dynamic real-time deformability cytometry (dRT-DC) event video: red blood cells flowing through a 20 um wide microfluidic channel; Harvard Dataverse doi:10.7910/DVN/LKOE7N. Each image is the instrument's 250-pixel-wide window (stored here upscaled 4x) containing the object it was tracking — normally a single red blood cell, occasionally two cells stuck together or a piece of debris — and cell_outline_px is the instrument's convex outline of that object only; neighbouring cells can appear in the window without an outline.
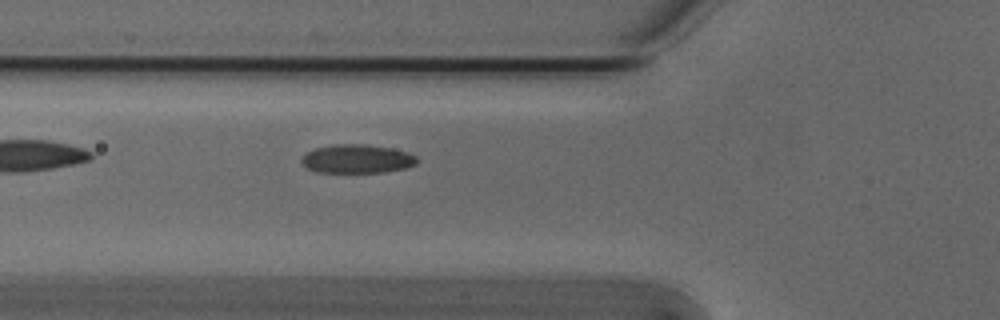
{"species": "Egyptian fruit bat (a non-hibernating species)", "species_latin": "Rousettus aegyptiacus", "temperature_condition": "cold", "stored_images_in_passage": 2, "camera_frame_rate_fps": 3000, "um_per_image_px": 0.085, "animal": {"sex": "male"}, "frame": {"image": 1, "passage_image": 2, "time_ms": 0.333, "image_size_px": [1000, 320], "cell_outline_px": [[420, 160], [416, 164], [404, 168], [384, 172], [316, 172], [308, 168], [300, 160], [308, 152], [316, 148], [336, 144], [368, 144], [408, 152], [416, 156]], "centroid_in_image_um": [30.38, 13.5], "position_along_channel_um": 95.4, "area_um2": 19.13}}